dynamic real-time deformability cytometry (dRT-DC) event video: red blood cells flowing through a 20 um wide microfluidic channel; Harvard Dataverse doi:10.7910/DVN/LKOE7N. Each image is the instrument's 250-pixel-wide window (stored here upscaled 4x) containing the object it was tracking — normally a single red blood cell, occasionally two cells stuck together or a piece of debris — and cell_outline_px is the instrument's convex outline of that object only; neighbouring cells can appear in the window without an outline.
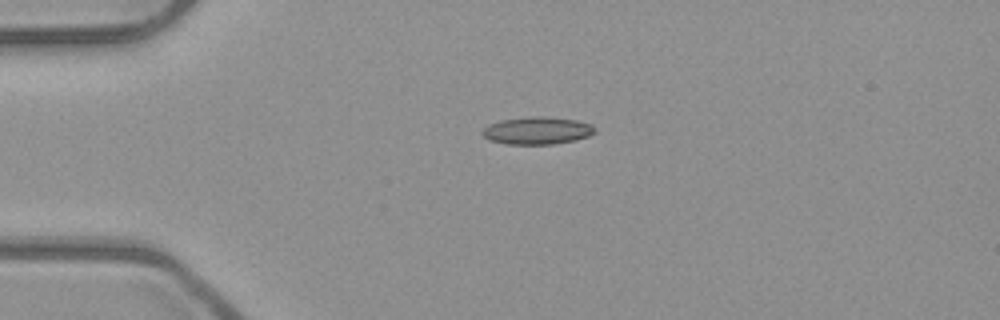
{"species": "common noctule bat (a hibernating species)", "species_latin": "Nyctalus noctula", "temperature_condition": "room temperature", "stored_images_in_passage": 3, "camera_frame_rate_fps": 3000, "um_per_image_px": 0.085, "animal": {"sex": "male", "body_mass_g": 23.1, "forearm_length_mm": 52.7}, "frame": {"image": 1, "passage_image": 3, "time_ms": 0.667, "image_size_px": [1000, 320], "cell_outline_px": [[596, 132], [588, 136], [576, 140], [552, 144], [508, 144], [488, 140], [480, 132], [488, 124], [500, 120], [528, 116], [540, 116], [576, 120], [592, 124], [596, 128]], "centroid_in_image_um": [45.65, 11.09], "position_along_channel_um": 39.3, "area_um2": 18.15}}